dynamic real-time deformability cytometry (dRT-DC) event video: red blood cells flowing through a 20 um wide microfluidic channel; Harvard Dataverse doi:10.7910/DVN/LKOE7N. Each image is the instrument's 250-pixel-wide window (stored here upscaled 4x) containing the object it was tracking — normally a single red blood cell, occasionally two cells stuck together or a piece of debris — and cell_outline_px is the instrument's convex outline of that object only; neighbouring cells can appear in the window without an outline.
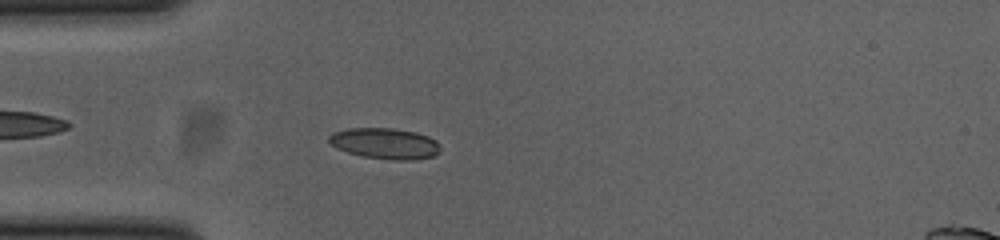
{"species": "common noctule bat (a hibernating species)", "species_latin": "Nyctalus noctula", "temperature_condition": "cold", "stored_images_in_passage": 52, "camera_frame_rate_fps": 3000, "um_per_image_px": 0.085, "animal": {"sex": "female", "body_mass_g": 23.0, "forearm_length_mm": 53.4}, "frame": {"image": 1, "passage_image": 14, "time_ms": 4.333, "image_size_px": [1000, 240], "cell_outline_px": [[440, 152], [436, 156], [408, 160], [396, 160], [364, 156], [348, 152], [332, 144], [328, 140], [328, 136], [332, 132], [348, 128], [392, 128], [416, 132], [428, 136], [436, 140], [440, 144]], "centroid_in_image_um": [32.77, 12.18], "position_along_channel_um": 52.2, "area_um2": 20.0}}
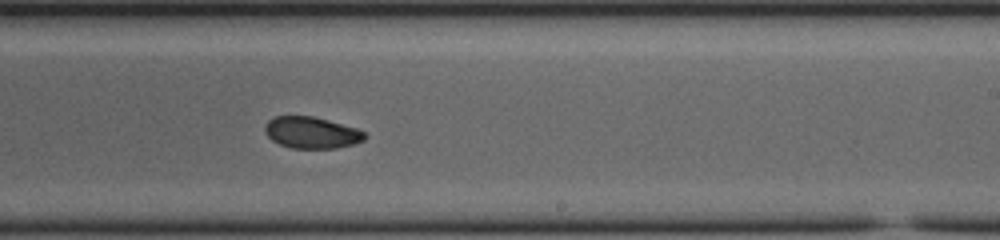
{"frame": {"image": 2, "passage_image": 31, "time_ms": 10.0, "image_size_px": [1000, 240], "cell_outline_px": [[368, 136], [364, 140], [352, 144], [336, 148], [292, 148], [280, 144], [272, 140], [264, 132], [264, 128], [268, 120], [276, 116], [312, 116], [328, 120], [356, 128], [364, 132]], "centroid_in_image_um": [26.47, 11.27], "position_along_channel_um": 262.5, "area_um2": 18.26}}
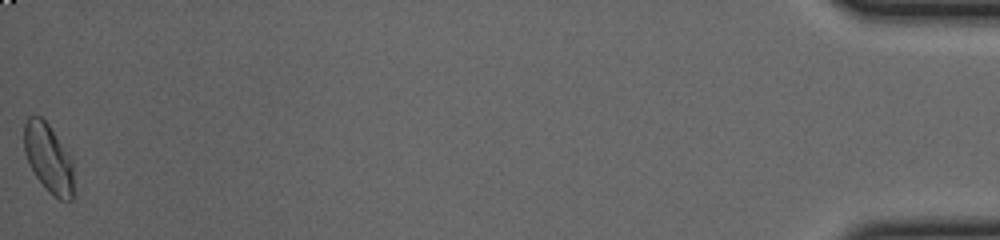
{"frame": {"image": 3, "passage_image": 52, "time_ms": 17.0, "image_size_px": [1000, 240], "cell_outline_px": [[72, 200], [60, 200], [36, 176], [24, 152], [24, 124], [28, 116], [40, 116], [48, 124], [72, 160]], "centroid_in_image_um": [4.09, 13.39], "position_along_channel_um": 431.1, "area_um2": 19.07}, "authors_computed_cell_mechanics": {"area_um2": 18.7272, "velocity_mm_per_s": 3.8599, "shape_relaxation_time_tau1_ms": 4.0456, "shape_relaxation_time_tau2_ms": 2.6336, "deformation_change_tau1": 0.0722, "deformation_change_tau2": 0.0577}}